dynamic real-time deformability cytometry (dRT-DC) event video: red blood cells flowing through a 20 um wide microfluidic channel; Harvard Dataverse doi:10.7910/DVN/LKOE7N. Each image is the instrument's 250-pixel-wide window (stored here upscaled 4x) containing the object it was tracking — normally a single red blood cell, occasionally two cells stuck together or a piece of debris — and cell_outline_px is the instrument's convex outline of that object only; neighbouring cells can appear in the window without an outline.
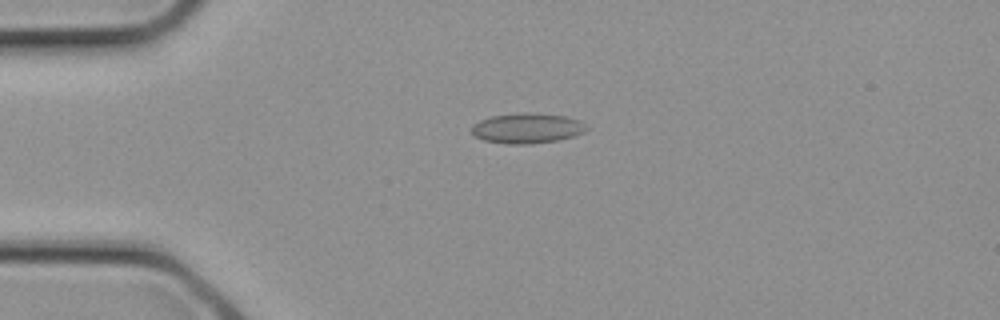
{"species": "common noctule bat (a hibernating species)", "species_latin": "Nyctalus noctula", "temperature_condition": "cold", "stored_images_in_passage": 1, "camera_frame_rate_fps": 3000, "um_per_image_px": 0.085, "animal": {"sex": "female", "body_mass_g": 21.9}, "frame": {"image": 1, "passage_image": 1, "time_ms": 0.0, "image_size_px": [1000, 320], "cell_outline_px": [[588, 128], [584, 132], [572, 136], [556, 140], [532, 144], [504, 144], [484, 140], [472, 136], [472, 124], [480, 120], [492, 116], [524, 112], [532, 112], [564, 116], [580, 120]], "centroid_in_image_um": [44.77, 10.9], "position_along_channel_um": 40.2, "area_um2": 20.29}}